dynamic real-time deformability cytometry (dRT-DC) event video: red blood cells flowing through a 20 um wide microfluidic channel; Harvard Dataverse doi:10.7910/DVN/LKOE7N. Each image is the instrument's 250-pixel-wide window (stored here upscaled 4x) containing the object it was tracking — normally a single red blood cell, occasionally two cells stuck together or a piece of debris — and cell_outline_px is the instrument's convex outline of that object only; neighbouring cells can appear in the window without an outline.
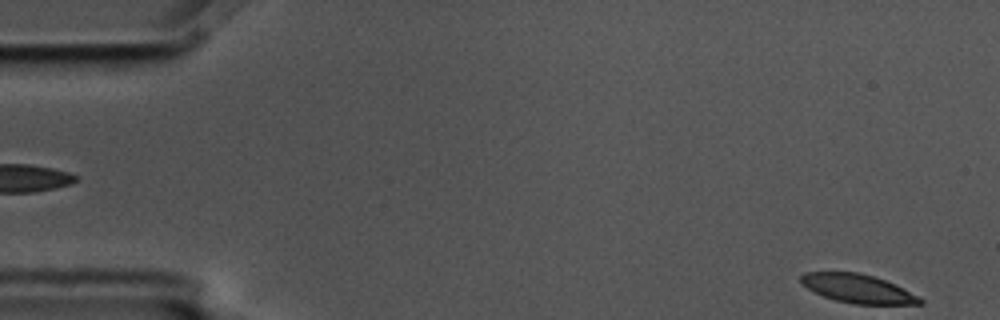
{"species": "common noctule bat (a hibernating species)", "species_latin": "Nyctalus noctula", "temperature_condition": "cold", "stored_images_in_passage": 5, "segment_of_instrument_passage": [2, 2], "camera_frame_rate_fps": 3000, "um_per_image_px": 0.085, "animal": {"sex": "male", "body_mass_g": 17.5, "forearm_length_mm": 52.3}, "frame": {"image": 1, "passage_image": 5, "time_ms": 1.333, "image_size_px": [1000, 320], "cell_outline_px": [[924, 304], [852, 304], [836, 300], [824, 296], [808, 288], [800, 280], [800, 276], [804, 272], [856, 272], [872, 276], [884, 280], [924, 300]], "centroid_in_image_um": [72.88, 24.53], "position_along_channel_um": 12.1, "area_um2": 19.36}}